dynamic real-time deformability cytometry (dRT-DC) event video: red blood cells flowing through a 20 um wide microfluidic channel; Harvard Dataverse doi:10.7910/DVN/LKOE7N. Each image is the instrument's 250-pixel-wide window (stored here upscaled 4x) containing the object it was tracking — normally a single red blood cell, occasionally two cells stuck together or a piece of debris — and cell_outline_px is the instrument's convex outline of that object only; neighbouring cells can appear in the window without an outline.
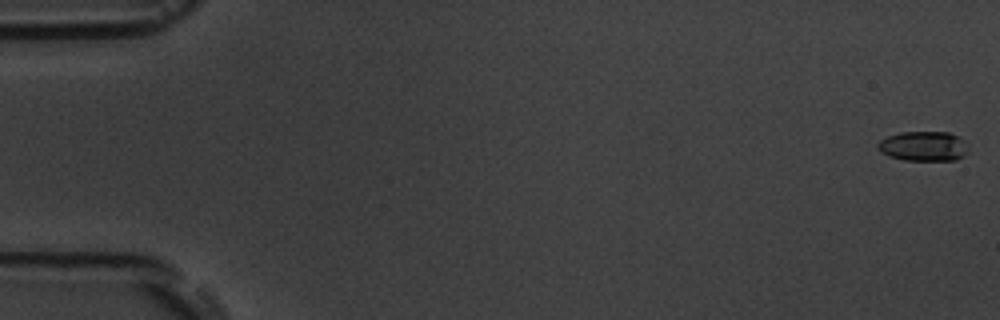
{"species": "common noctule bat (a hibernating species)", "species_latin": "Nyctalus noctula", "temperature_condition": "room temperature", "stored_images_in_passage": 6, "camera_frame_rate_fps": 3000, "um_per_image_px": 0.085, "animal": {"sex": "male", "body_mass_g": 19.5, "forearm_length_mm": 54.6}, "frame": {"image": 1, "passage_image": 1, "time_ms": 0.0, "image_size_px": [1000, 320], "cell_outline_px": [[968, 152], [964, 156], [956, 160], [904, 160], [888, 156], [880, 152], [876, 148], [876, 144], [880, 140], [888, 136], [900, 132], [948, 132], [956, 136], [960, 140]], "centroid_in_image_um": [78.41, 12.44], "position_along_channel_um": 6.6, "area_um2": 15.55}}
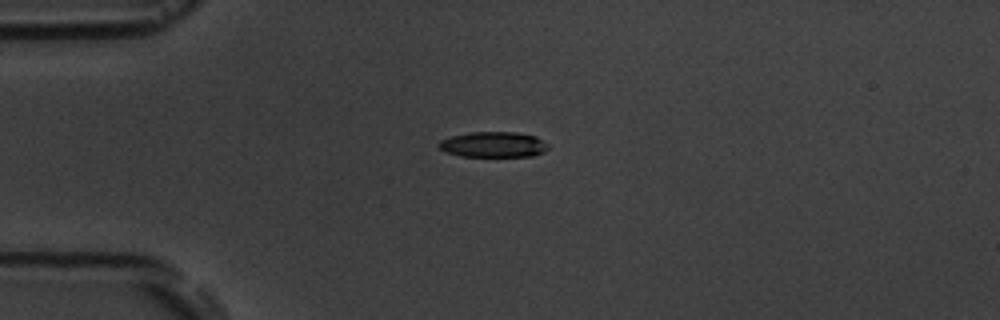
{"frame": {"image": 2, "passage_image": 5, "time_ms": 4.667, "image_size_px": [1000, 320], "cell_outline_px": [[548, 148], [544, 152], [532, 156], [460, 156], [448, 152], [440, 148], [436, 144], [440, 140], [452, 136], [472, 132], [516, 132], [536, 136], [548, 144]], "centroid_in_image_um": [41.95, 12.28], "position_along_channel_um": 43.0, "area_um2": 16.18}}